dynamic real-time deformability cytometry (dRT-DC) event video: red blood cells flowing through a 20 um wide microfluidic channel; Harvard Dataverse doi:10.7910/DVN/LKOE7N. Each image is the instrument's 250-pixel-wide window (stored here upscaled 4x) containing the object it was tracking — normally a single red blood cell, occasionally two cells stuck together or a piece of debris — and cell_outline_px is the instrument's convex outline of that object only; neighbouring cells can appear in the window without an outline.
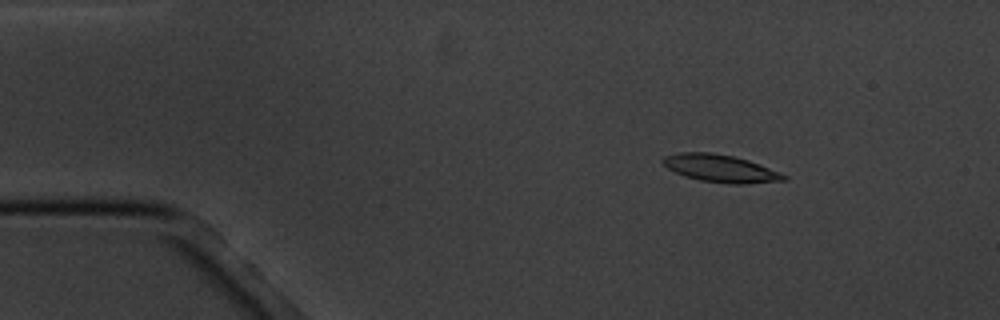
{"species": "common noctule bat (a hibernating species)", "species_latin": "Nyctalus noctula", "temperature_condition": "cold", "stored_images_in_passage": 7, "camera_frame_rate_fps": 3000, "um_per_image_px": 0.085, "animal": {"sex": "male", "body_mass_g": 20.1, "forearm_length_mm": 53.5}, "frame": {"image": 1, "passage_image": 2, "time_ms": 1.0, "image_size_px": [1000, 320], "cell_outline_px": [[788, 180], [744, 184], [732, 184], [700, 180], [684, 176], [668, 168], [660, 160], [664, 156], [680, 152], [712, 152], [732, 156], [748, 160], [780, 172], [788, 176]], "centroid_in_image_um": [61.25, 14.31], "position_along_channel_um": 23.8, "area_um2": 19.36}}
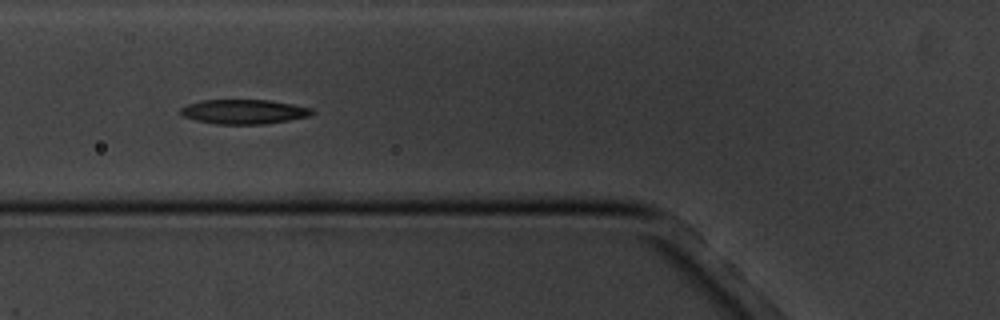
{"frame": {"image": 2, "passage_image": 5, "time_ms": 5.333, "image_size_px": [1000, 320], "cell_outline_px": [[316, 112], [312, 116], [264, 124], [216, 124], [196, 120], [184, 116], [180, 112], [180, 108], [188, 104], [200, 100], [268, 100], [292, 104], [312, 108]], "centroid_in_image_um": [20.76, 9.49], "position_along_channel_um": 105.0, "area_um2": 18.79}}
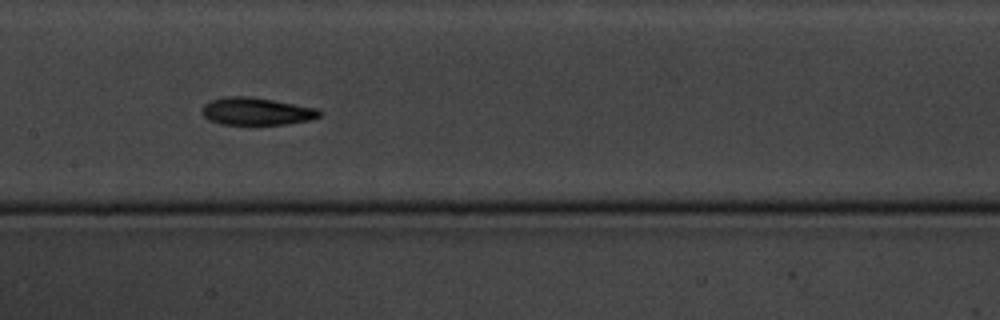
{"frame": {"image": 3, "passage_image": 7, "time_ms": 7.667, "image_size_px": [1000, 320], "cell_outline_px": [[324, 112], [320, 116], [308, 120], [284, 124], [220, 124], [208, 120], [200, 112], [200, 108], [204, 104], [212, 100], [224, 96], [248, 96], [272, 100], [316, 108]], "centroid_in_image_um": [21.74, 9.46], "position_along_channel_um": 185.7, "area_um2": 18.79}}